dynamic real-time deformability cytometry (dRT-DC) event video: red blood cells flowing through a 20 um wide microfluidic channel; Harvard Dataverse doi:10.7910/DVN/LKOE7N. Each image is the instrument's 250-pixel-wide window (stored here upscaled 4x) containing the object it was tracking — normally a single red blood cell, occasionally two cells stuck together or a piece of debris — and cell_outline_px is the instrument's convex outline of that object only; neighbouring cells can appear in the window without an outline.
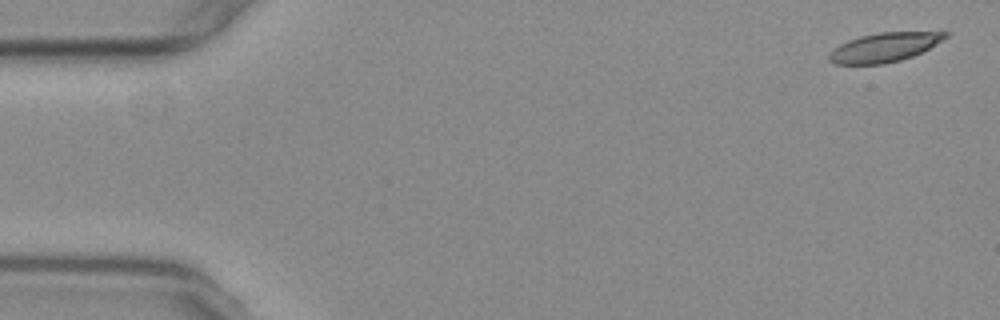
{"species": "common noctule bat (a hibernating species)", "species_latin": "Nyctalus noctula", "temperature_condition": "warm", "stored_images_in_passage": 50, "camera_frame_rate_fps": 3000, "um_per_image_px": 0.085, "animal": {"sex": "female", "body_mass_g": 29.2, "forearm_length_mm": 56.3}, "frame": {"image": 1, "passage_image": 1, "time_ms": 0.0, "image_size_px": [1000, 320], "cell_outline_px": [[948, 36], [928, 48], [912, 56], [900, 60], [884, 64], [836, 64], [828, 60], [828, 56], [840, 44], [848, 40], [860, 36], [880, 32], [948, 32]], "centroid_in_image_um": [75.14, 4.02], "position_along_channel_um": 9.9, "area_um2": 19.36}}
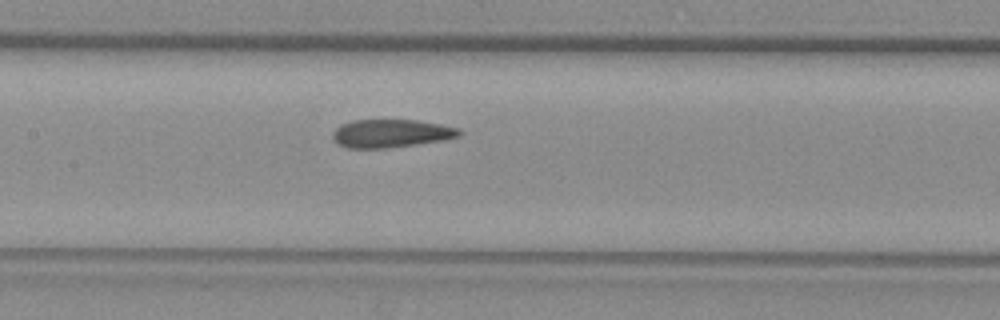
{"frame": {"image": 2, "passage_image": 26, "time_ms": 8.333, "image_size_px": [1000, 320], "cell_outline_px": [[464, 132], [460, 136], [444, 140], [416, 144], [384, 148], [348, 148], [336, 144], [332, 140], [332, 132], [340, 124], [352, 120], [416, 120], [440, 124], [460, 128]], "centroid_in_image_um": [33.22, 11.34], "position_along_channel_um": 174.2, "area_um2": 20.98}}
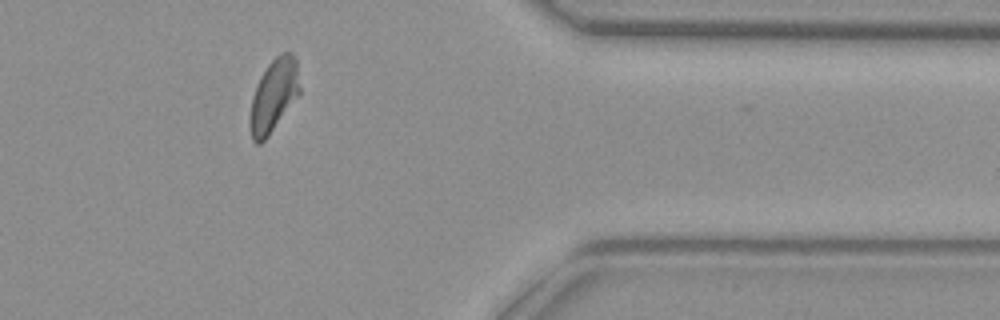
{"frame": {"image": 3, "passage_image": 45, "time_ms": 14.667, "image_size_px": [1000, 320], "cell_outline_px": [[300, 96], [268, 136], [260, 144], [256, 144], [252, 140], [252, 96], [256, 84], [260, 76], [268, 64], [280, 52], [292, 52], [296, 60], [300, 88]], "centroid_in_image_um": [23.32, 8.08], "position_along_channel_um": 388.1, "area_um2": 20.92}, "authors_computed_cell_mechanics": {"area_um2": 21.2993, "velocity_mm_per_s": 3.7326, "shape_relaxation_time_tau1_ms": null, "shape_relaxation_time_tau2_ms": 1.7405, "deformation_change_tau1": null, "deformation_change_tau2": 0.0878}}